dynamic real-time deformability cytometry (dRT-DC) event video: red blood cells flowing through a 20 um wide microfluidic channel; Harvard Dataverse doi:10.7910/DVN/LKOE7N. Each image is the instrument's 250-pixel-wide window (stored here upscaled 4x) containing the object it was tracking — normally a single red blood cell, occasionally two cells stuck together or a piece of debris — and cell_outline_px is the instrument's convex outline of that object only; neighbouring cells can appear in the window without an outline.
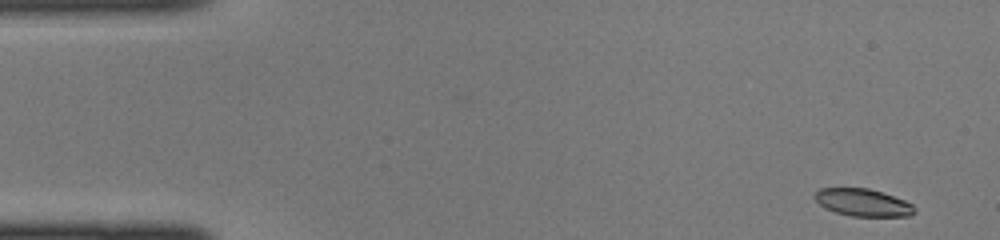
{"species": "common noctule bat (a hibernating species)", "species_latin": "Nyctalus noctula", "temperature_condition": "cold", "stored_images_in_passage": 43, "camera_frame_rate_fps": 3000, "um_per_image_px": 0.085, "animal": {"sex": "female", "body_mass_g": 22.0, "forearm_length_mm": 56.7}, "frame": {"image": 1, "passage_image": 1, "time_ms": 0.0, "image_size_px": [1000, 240], "cell_outline_px": [[916, 208], [908, 216], [852, 216], [836, 212], [824, 208], [812, 196], [820, 188], [868, 188], [904, 200], [912, 204]], "centroid_in_image_um": [73.3, 17.21], "position_along_channel_um": 11.7, "area_um2": 15.72}}
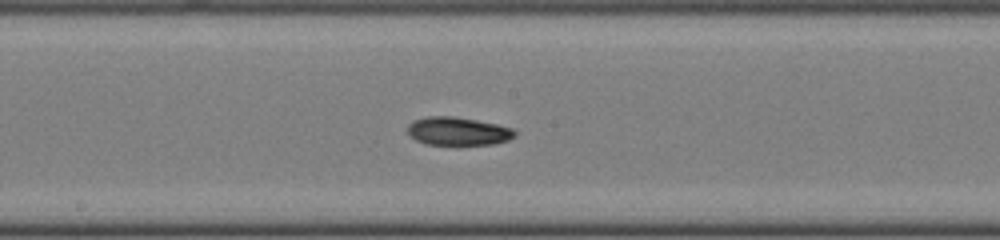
{"frame": {"image": 2, "passage_image": 22, "time_ms": 7.0, "image_size_px": [1000, 240], "cell_outline_px": [[516, 136], [508, 140], [496, 144], [424, 144], [416, 140], [408, 132], [408, 124], [412, 120], [428, 116], [452, 116], [476, 120], [496, 124], [512, 128], [516, 132]], "centroid_in_image_um": [38.93, 11.15], "position_along_channel_um": 209.3, "area_um2": 17.57}}
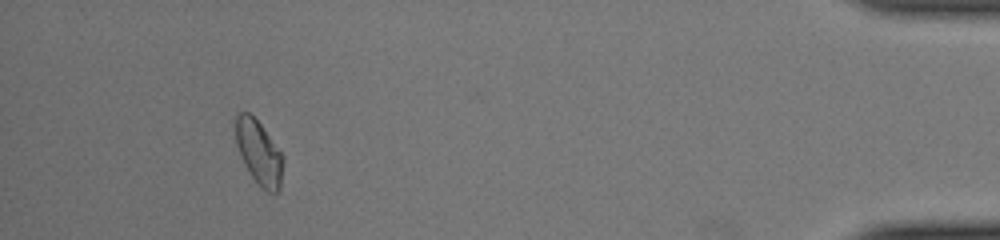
{"frame": {"image": 3, "passage_image": 40, "time_ms": 13.0, "image_size_px": [1000, 240], "cell_outline_px": [[284, 160], [280, 188], [276, 192], [268, 192], [260, 188], [252, 176], [240, 156], [236, 144], [236, 116], [240, 112], [248, 112], [260, 124], [284, 156]], "centroid_in_image_um": [22.02, 13.0], "position_along_channel_um": 413.2, "area_um2": 17.57}}